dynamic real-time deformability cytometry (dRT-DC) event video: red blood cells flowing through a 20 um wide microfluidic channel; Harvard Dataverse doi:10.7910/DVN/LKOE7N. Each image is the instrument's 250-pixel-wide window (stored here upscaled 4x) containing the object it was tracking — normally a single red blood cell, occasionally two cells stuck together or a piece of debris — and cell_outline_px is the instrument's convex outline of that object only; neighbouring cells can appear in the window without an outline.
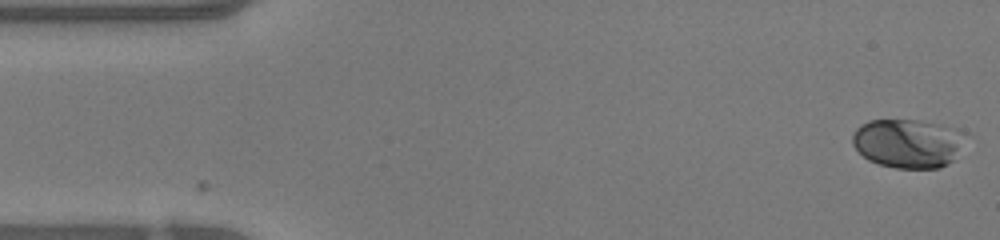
{"species": "human", "species_latin": "Homo sapiens", "temperature_condition": "warm", "stored_images_in_passage": 47, "camera_frame_rate_fps": 3000, "um_per_image_px": 0.085, "donor": {"sex": "female"}, "frame": {"image": 1, "passage_image": 1, "time_ms": 0.0, "image_size_px": [1000, 240], "cell_outline_px": [[968, 132], [952, 160], [948, 164], [940, 168], [896, 168], [880, 164], [868, 160], [852, 144], [852, 136], [856, 128], [860, 124], [868, 120], [916, 120], [940, 124], [956, 128]], "centroid_in_image_um": [77.17, 12.16], "position_along_channel_um": 7.8, "area_um2": 32.25}}
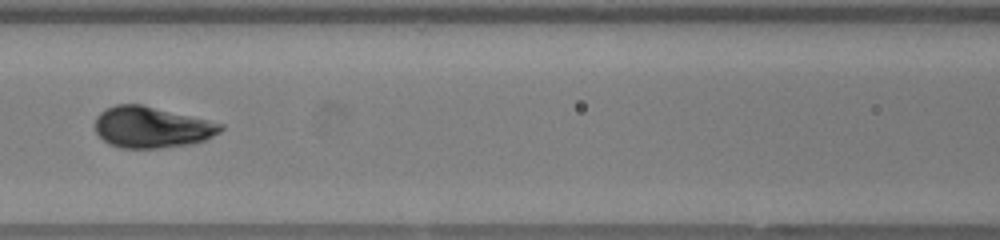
{"frame": {"image": 2, "passage_image": 20, "time_ms": 6.333, "image_size_px": [1000, 240], "cell_outline_px": [[224, 128], [220, 132], [204, 140], [192, 144], [156, 148], [120, 148], [108, 144], [96, 132], [96, 116], [104, 108], [116, 104], [140, 104], [208, 120], [224, 124]], "centroid_in_image_um": [12.88, 10.82], "position_along_channel_um": 153.7, "area_um2": 30.06}}
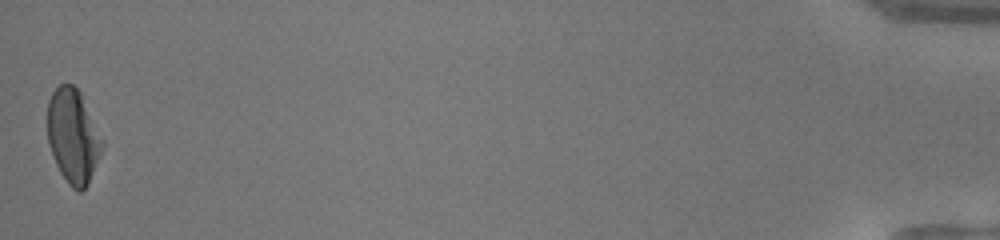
{"frame": {"image": 3, "passage_image": 47, "time_ms": 15.333, "image_size_px": [1000, 240], "cell_outline_px": [[104, 148], [88, 184], [80, 192], [72, 188], [68, 184], [60, 172], [56, 164], [48, 144], [48, 100], [52, 92], [60, 84], [72, 84], [80, 92], [104, 140]], "centroid_in_image_um": [6.23, 11.58], "position_along_channel_um": 429.0, "area_um2": 30.11}, "authors_computed_cell_mechanics": {"area_um2": 29.8826, "velocity_mm_per_s": 4.2486, "shape_relaxation_time_tau1_ms": 3.2322, "shape_relaxation_time_tau2_ms": null, "deformation_change_tau1": 0.1851, "deformation_change_tau2": null}}